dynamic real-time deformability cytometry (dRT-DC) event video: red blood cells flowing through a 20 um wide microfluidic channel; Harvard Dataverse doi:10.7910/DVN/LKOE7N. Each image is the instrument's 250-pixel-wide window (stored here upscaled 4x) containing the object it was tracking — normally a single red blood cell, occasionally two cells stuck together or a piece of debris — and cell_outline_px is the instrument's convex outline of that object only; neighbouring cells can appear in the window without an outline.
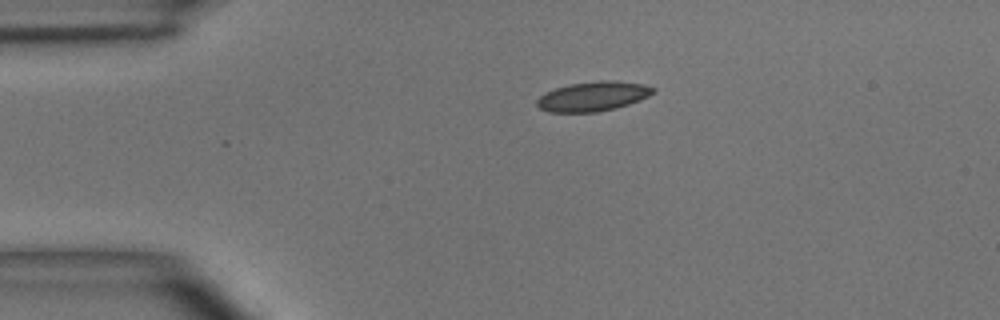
{"species": "common noctule bat (a hibernating species)", "species_latin": "Nyctalus noctula", "temperature_condition": "room temperature", "stored_images_in_passage": 2, "camera_frame_rate_fps": 3000, "um_per_image_px": 0.085, "animal": {"sex": "male", "body_mass_g": 15.6}, "frame": {"image": 1, "passage_image": 1, "time_ms": 0.0, "image_size_px": [1000, 320], "cell_outline_px": [[656, 92], [640, 100], [616, 108], [596, 112], [548, 112], [540, 108], [536, 104], [536, 100], [540, 96], [556, 88], [568, 84], [600, 80], [616, 80], [644, 84], [656, 88]], "centroid_in_image_um": [50.44, 8.18], "position_along_channel_um": 34.6, "area_um2": 20.11}}